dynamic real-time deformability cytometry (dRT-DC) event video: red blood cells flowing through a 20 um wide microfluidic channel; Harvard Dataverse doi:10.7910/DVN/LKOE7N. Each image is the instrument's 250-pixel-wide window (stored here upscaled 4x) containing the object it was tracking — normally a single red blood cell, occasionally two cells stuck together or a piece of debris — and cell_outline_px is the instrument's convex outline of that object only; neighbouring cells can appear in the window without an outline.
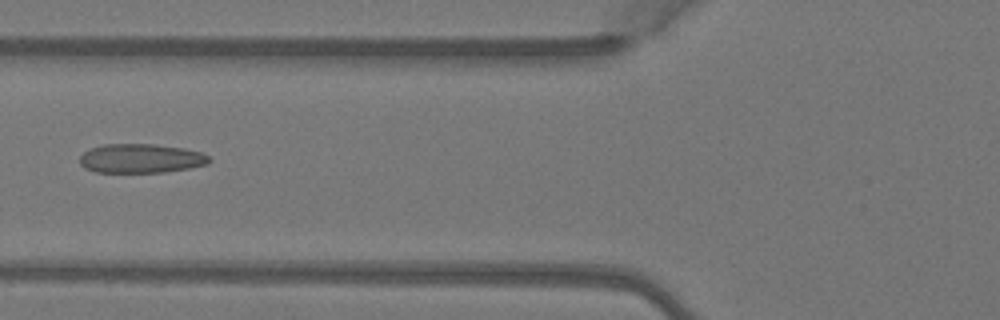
{"species": "Egyptian fruit bat (a non-hibernating species)", "species_latin": "Rousettus aegyptiacus", "temperature_condition": "warm", "stored_images_in_passage": 2, "camera_frame_rate_fps": 3000, "um_per_image_px": 0.085, "animal": {"sex": "female"}, "frame": {"image": 1, "passage_image": 2, "time_ms": 0.333, "image_size_px": [1000, 320], "cell_outline_px": [[212, 160], [208, 164], [188, 168], [164, 172], [96, 172], [84, 168], [80, 164], [80, 156], [84, 152], [92, 148], [104, 144], [152, 144], [184, 148], [200, 152], [208, 156]], "centroid_in_image_um": [11.97, 13.47], "position_along_channel_um": 113.8, "area_um2": 21.91}}